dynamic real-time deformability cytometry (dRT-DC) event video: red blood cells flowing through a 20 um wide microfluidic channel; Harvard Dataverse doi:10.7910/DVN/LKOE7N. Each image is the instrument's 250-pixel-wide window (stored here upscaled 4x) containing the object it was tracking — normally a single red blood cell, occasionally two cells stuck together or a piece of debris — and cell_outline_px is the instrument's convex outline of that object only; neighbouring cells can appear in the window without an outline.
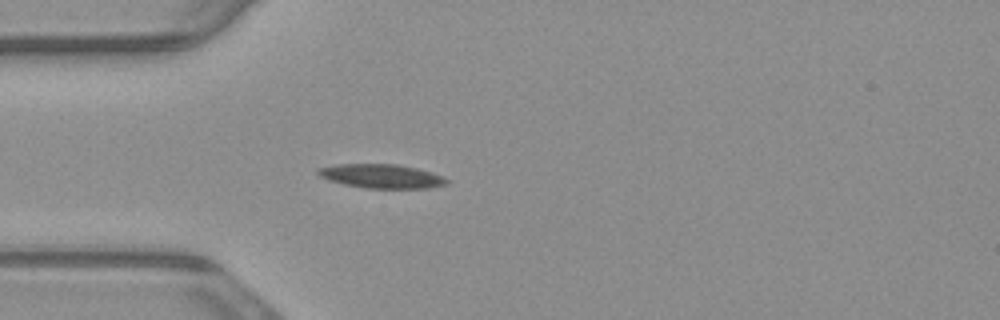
{"species": "common noctule bat (a hibernating species)", "species_latin": "Nyctalus noctula", "temperature_condition": "warm", "stored_images_in_passage": 40, "camera_frame_rate_fps": 3000, "um_per_image_px": 0.085, "animal": {"sex": "male", "body_mass_g": 23.1, "forearm_length_mm": 52.7}, "frame": {"image": 1, "passage_image": 1, "time_ms": 0.0, "image_size_px": [1000, 320], "cell_outline_px": [[452, 180], [448, 184], [428, 188], [368, 188], [344, 184], [328, 180], [320, 176], [316, 172], [316, 168], [336, 164], [396, 164], [416, 168], [432, 172], [444, 176]], "centroid_in_image_um": [32.46, 14.97], "position_along_channel_um": 52.5, "area_um2": 18.15}}
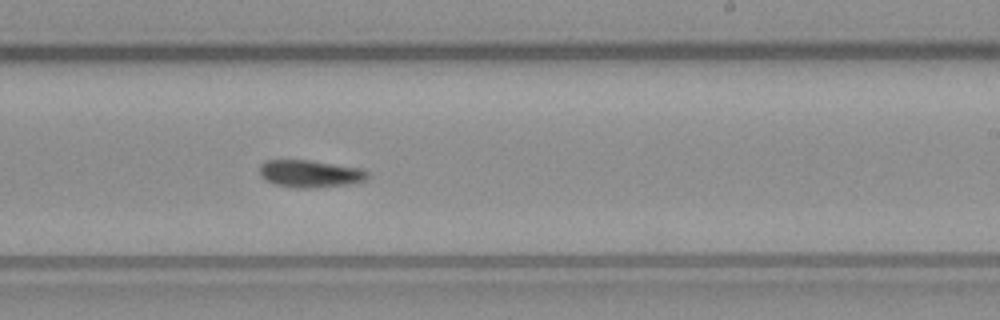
{"frame": {"image": 2, "passage_image": 18, "time_ms": 5.667, "image_size_px": [1000, 320], "cell_outline_px": [[368, 176], [364, 180], [348, 184], [312, 188], [296, 188], [276, 184], [264, 180], [260, 176], [260, 164], [264, 160], [312, 160], [364, 168], [368, 172]], "centroid_in_image_um": [26.35, 14.75], "position_along_channel_um": 262.7, "area_um2": 17.4}}
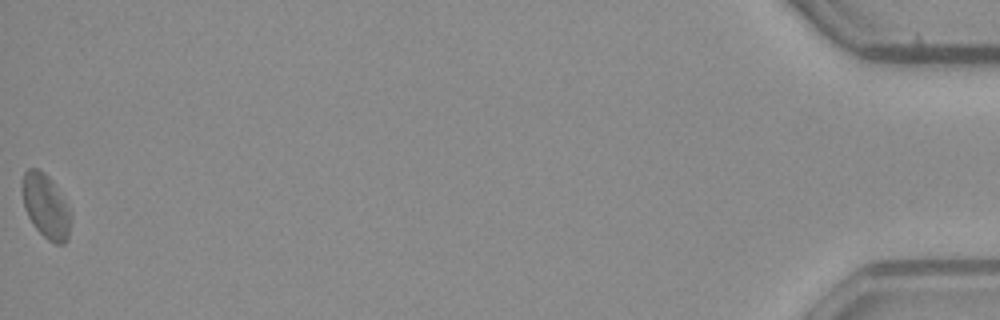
{"frame": {"image": 3, "passage_image": 40, "time_ms": 13.0, "image_size_px": [1000, 320], "cell_outline_px": [[72, 216], [68, 240], [64, 244], [56, 244], [48, 240], [32, 224], [24, 208], [24, 172], [28, 168], [36, 168], [44, 172], [52, 180], [68, 208]], "centroid_in_image_um": [3.93, 17.57], "position_along_channel_um": 431.3, "area_um2": 17.8}}